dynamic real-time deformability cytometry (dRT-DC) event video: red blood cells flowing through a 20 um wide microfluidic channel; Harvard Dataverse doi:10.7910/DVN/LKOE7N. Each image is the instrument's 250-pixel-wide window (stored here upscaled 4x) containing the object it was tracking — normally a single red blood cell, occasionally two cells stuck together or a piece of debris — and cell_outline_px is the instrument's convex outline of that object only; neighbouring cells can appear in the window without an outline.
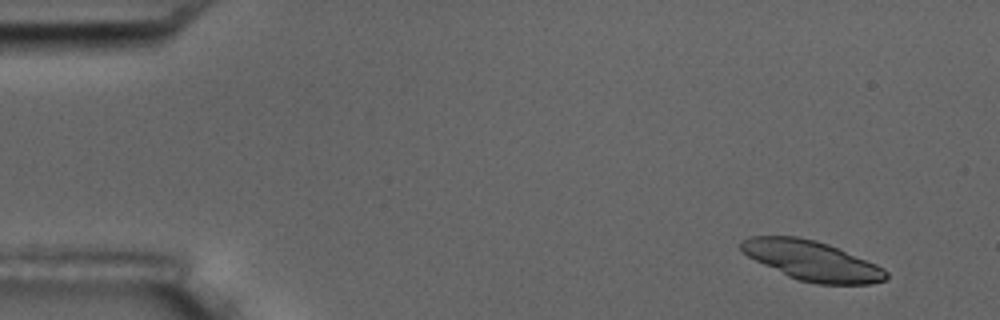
{"species": "common noctule bat (a hibernating species)", "species_latin": "Nyctalus noctula", "temperature_condition": "room temperature", "stored_images_in_passage": 6, "segment_of_instrument_passage": [1, 2], "camera_frame_rate_fps": 3000, "um_per_image_px": 0.085, "animal": {"sex": "male", "body_mass_g": 17.5, "forearm_length_mm": 52.3}, "frame": {"image": 1, "passage_image": 2, "time_ms": 1.333, "image_size_px": [1000, 320], "cell_outline_px": [[888, 276], [884, 280], [872, 284], [816, 284], [800, 280], [788, 276], [748, 256], [740, 248], [740, 240], [748, 236], [796, 236], [816, 240], [828, 244], [876, 264], [884, 268], [888, 272]], "centroid_in_image_um": [69.02, 22.15], "position_along_channel_um": 16.0, "area_um2": 33.29}}